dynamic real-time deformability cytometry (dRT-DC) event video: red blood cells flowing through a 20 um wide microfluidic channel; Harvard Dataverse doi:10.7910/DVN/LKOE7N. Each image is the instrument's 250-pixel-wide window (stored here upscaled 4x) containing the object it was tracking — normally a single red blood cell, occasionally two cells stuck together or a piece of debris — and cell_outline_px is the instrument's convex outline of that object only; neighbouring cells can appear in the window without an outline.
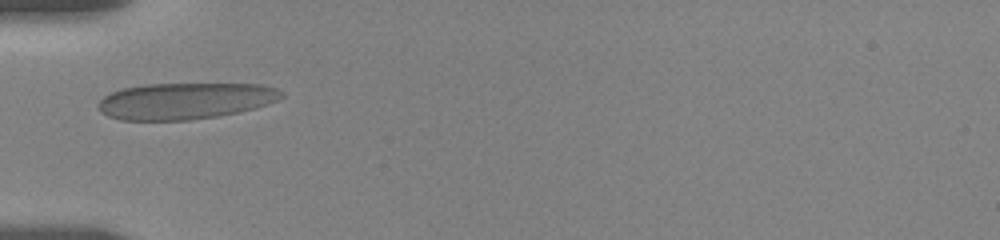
{"species": "human", "species_latin": "Homo sapiens", "temperature_condition": "room temperature", "stored_images_in_passage": 2, "camera_frame_rate_fps": 3000, "um_per_image_px": 0.085, "donor": {"sex": "female"}, "frame": {"image": 1, "passage_image": 1, "time_ms": 0.0, "image_size_px": [1000, 240], "cell_outline_px": [[284, 96], [268, 104], [256, 108], [216, 116], [188, 120], [120, 120], [108, 116], [100, 112], [96, 104], [104, 96], [112, 92], [124, 88], [144, 84], [264, 84], [276, 88], [284, 92]], "centroid_in_image_um": [15.73, 8.57], "position_along_channel_um": 69.3, "area_um2": 38.96}}